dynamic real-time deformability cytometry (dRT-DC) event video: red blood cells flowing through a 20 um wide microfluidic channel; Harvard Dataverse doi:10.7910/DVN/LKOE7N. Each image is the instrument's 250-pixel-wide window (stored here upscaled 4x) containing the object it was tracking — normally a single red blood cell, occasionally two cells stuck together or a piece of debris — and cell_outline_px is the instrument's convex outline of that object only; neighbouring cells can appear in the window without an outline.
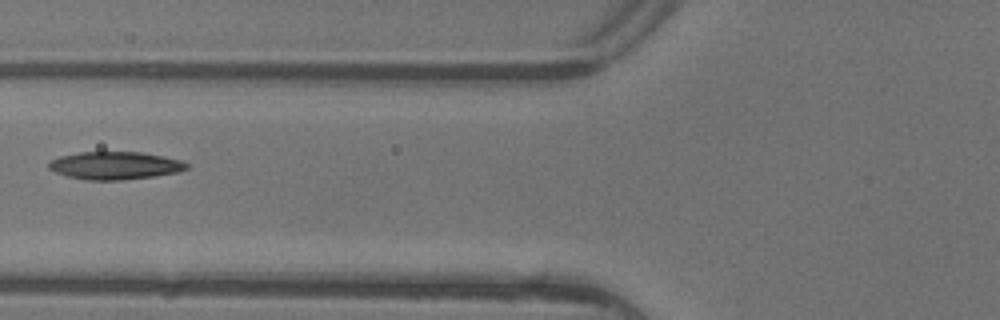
{"species": "common noctule bat (a hibernating species)", "species_latin": "Nyctalus noctula", "temperature_condition": "warm", "stored_images_in_passage": 6, "camera_frame_rate_fps": 3000, "um_per_image_px": 0.085, "animal": {"sex": "female"}, "frame": {"image": 1, "passage_image": 6, "time_ms": 1.667, "image_size_px": [1000, 320], "cell_outline_px": [[188, 168], [180, 172], [156, 176], [120, 180], [84, 180], [68, 176], [56, 172], [48, 168], [48, 164], [52, 160], [60, 156], [80, 152], [140, 152], [164, 156], [184, 160], [188, 164]], "centroid_in_image_um": [9.83, 14.07], "position_along_channel_um": 116.0, "area_um2": 22.43}}